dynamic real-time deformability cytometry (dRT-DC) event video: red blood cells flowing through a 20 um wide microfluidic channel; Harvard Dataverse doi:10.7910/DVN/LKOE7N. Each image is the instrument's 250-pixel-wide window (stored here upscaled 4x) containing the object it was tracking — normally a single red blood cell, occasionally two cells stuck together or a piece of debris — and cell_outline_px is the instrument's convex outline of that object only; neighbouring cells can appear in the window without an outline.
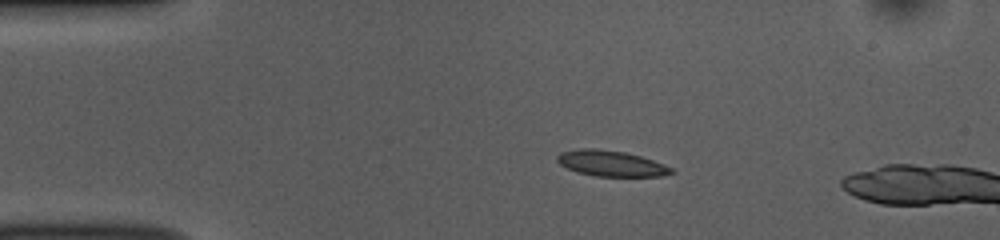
{"species": "common noctule bat (a hibernating species)", "species_latin": "Nyctalus noctula", "temperature_condition": "room temperature", "stored_images_in_passage": 12, "camera_frame_rate_fps": 3000, "um_per_image_px": 0.085, "animal": {"sex": "female", "body_mass_g": 10.0, "forearm_length_mm": 53.1}, "frame": {"image": 1, "passage_image": 10, "time_ms": 3.0, "image_size_px": [1000, 240], "cell_outline_px": [[672, 172], [660, 176], [596, 176], [576, 172], [560, 164], [556, 160], [556, 156], [560, 152], [576, 148], [596, 148], [624, 152], [640, 156], [664, 164], [672, 168]], "centroid_in_image_um": [51.87, 13.88], "position_along_channel_um": 33.1, "area_um2": 17.05}}